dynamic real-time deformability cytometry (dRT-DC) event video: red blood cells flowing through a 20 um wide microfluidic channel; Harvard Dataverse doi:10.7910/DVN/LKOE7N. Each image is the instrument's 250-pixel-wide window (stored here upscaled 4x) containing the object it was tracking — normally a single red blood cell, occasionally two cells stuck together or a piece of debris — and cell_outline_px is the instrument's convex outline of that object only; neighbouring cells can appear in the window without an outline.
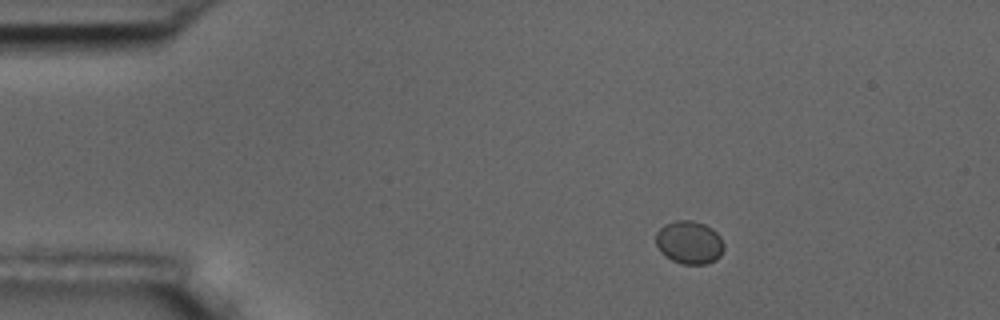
{"species": "common noctule bat (a hibernating species)", "species_latin": "Nyctalus noctula", "temperature_condition": "room temperature", "stored_images_in_passage": 5, "camera_frame_rate_fps": 3000, "um_per_image_px": 0.085, "animal": {"sex": "male", "body_mass_g": 17.5, "forearm_length_mm": 52.3}, "frame": {"image": 1, "passage_image": 2, "time_ms": 1.0, "image_size_px": [1000, 320], "cell_outline_px": [[724, 248], [720, 256], [716, 260], [708, 264], [684, 264], [672, 260], [664, 256], [660, 252], [656, 244], [656, 232], [664, 224], [676, 220], [692, 220], [704, 224], [712, 228], [720, 236], [724, 244]], "centroid_in_image_um": [58.59, 20.61], "position_along_channel_um": 26.4, "area_um2": 17.28}}
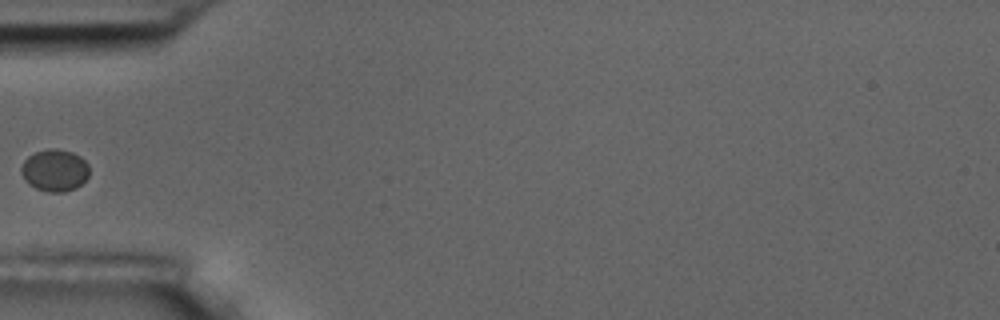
{"frame": {"image": 2, "passage_image": 5, "time_ms": 4.333, "image_size_px": [1000, 320], "cell_outline_px": [[88, 176], [76, 188], [64, 192], [48, 192], [36, 188], [28, 184], [24, 180], [20, 172], [20, 168], [24, 160], [28, 156], [36, 152], [48, 148], [56, 148], [72, 152], [80, 156], [88, 164]], "centroid_in_image_um": [4.62, 14.47], "position_along_channel_um": 80.4, "area_um2": 16.76}}